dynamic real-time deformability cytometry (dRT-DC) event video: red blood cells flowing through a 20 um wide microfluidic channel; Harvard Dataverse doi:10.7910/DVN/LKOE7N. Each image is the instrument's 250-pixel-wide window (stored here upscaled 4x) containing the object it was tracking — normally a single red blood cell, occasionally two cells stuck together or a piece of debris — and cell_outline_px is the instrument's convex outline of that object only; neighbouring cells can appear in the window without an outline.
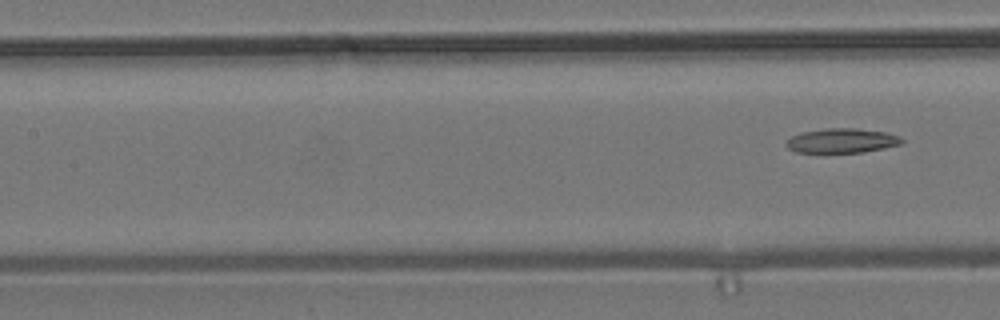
{"species": "common noctule bat (a hibernating species)", "species_latin": "Nyctalus noctula", "temperature_condition": "room temperature", "stored_images_in_passage": 8, "segment_of_instrument_passage": [2, 2], "camera_frame_rate_fps": 3000, "um_per_image_px": 0.085, "animal": {"sex": "male", "body_mass_g": 19.2, "forearm_length_mm": 51.8}, "frame": {"image": 1, "passage_image": 8, "time_ms": 9.0, "image_size_px": [1000, 320], "cell_outline_px": [[904, 144], [864, 152], [796, 152], [788, 148], [788, 140], [792, 136], [804, 132], [824, 128], [856, 128], [884, 132], [900, 136], [904, 140]], "centroid_in_image_um": [71.63, 11.95], "position_along_channel_um": 135.8, "area_um2": 16.36}}